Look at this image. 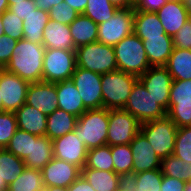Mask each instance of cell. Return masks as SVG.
I'll return each mask as SVG.
<instances>
[{"instance_id":"f907efd6","label":"cell","mask_w":191,"mask_h":191,"mask_svg":"<svg viewBox=\"0 0 191 191\" xmlns=\"http://www.w3.org/2000/svg\"><path fill=\"white\" fill-rule=\"evenodd\" d=\"M34 2L38 9L49 12L53 6L60 4L63 0H34Z\"/></svg>"},{"instance_id":"5b68a950","label":"cell","mask_w":191,"mask_h":191,"mask_svg":"<svg viewBox=\"0 0 191 191\" xmlns=\"http://www.w3.org/2000/svg\"><path fill=\"white\" fill-rule=\"evenodd\" d=\"M75 54L76 65L82 69L99 74L117 70L113 46L96 41L77 47Z\"/></svg>"},{"instance_id":"11a10c76","label":"cell","mask_w":191,"mask_h":191,"mask_svg":"<svg viewBox=\"0 0 191 191\" xmlns=\"http://www.w3.org/2000/svg\"><path fill=\"white\" fill-rule=\"evenodd\" d=\"M44 191H68V188L51 186V187H44Z\"/></svg>"},{"instance_id":"7dc6e473","label":"cell","mask_w":191,"mask_h":191,"mask_svg":"<svg viewBox=\"0 0 191 191\" xmlns=\"http://www.w3.org/2000/svg\"><path fill=\"white\" fill-rule=\"evenodd\" d=\"M137 178L135 172H127L119 175L118 191H134L137 187Z\"/></svg>"},{"instance_id":"9a60e30c","label":"cell","mask_w":191,"mask_h":191,"mask_svg":"<svg viewBox=\"0 0 191 191\" xmlns=\"http://www.w3.org/2000/svg\"><path fill=\"white\" fill-rule=\"evenodd\" d=\"M53 157L72 163L82 169L85 166L87 152L83 140L78 138L74 131L52 140Z\"/></svg>"},{"instance_id":"8fae6325","label":"cell","mask_w":191,"mask_h":191,"mask_svg":"<svg viewBox=\"0 0 191 191\" xmlns=\"http://www.w3.org/2000/svg\"><path fill=\"white\" fill-rule=\"evenodd\" d=\"M141 123L124 109H109L107 145L130 144L140 131Z\"/></svg>"},{"instance_id":"681fc988","label":"cell","mask_w":191,"mask_h":191,"mask_svg":"<svg viewBox=\"0 0 191 191\" xmlns=\"http://www.w3.org/2000/svg\"><path fill=\"white\" fill-rule=\"evenodd\" d=\"M68 191H95V189L80 175L68 187Z\"/></svg>"},{"instance_id":"e575fe53","label":"cell","mask_w":191,"mask_h":191,"mask_svg":"<svg viewBox=\"0 0 191 191\" xmlns=\"http://www.w3.org/2000/svg\"><path fill=\"white\" fill-rule=\"evenodd\" d=\"M117 9L118 7L111 4L109 0H88L83 14L96 24H101L112 18Z\"/></svg>"},{"instance_id":"9c48e42d","label":"cell","mask_w":191,"mask_h":191,"mask_svg":"<svg viewBox=\"0 0 191 191\" xmlns=\"http://www.w3.org/2000/svg\"><path fill=\"white\" fill-rule=\"evenodd\" d=\"M134 7L118 8L108 21L98 24L97 41L115 46L123 38L133 33Z\"/></svg>"},{"instance_id":"8d00e7d4","label":"cell","mask_w":191,"mask_h":191,"mask_svg":"<svg viewBox=\"0 0 191 191\" xmlns=\"http://www.w3.org/2000/svg\"><path fill=\"white\" fill-rule=\"evenodd\" d=\"M31 148L32 134L17 129L5 149L20 159L24 160L26 156L31 153Z\"/></svg>"},{"instance_id":"bcb514c9","label":"cell","mask_w":191,"mask_h":191,"mask_svg":"<svg viewBox=\"0 0 191 191\" xmlns=\"http://www.w3.org/2000/svg\"><path fill=\"white\" fill-rule=\"evenodd\" d=\"M168 0H136L135 11L157 12Z\"/></svg>"},{"instance_id":"5bb4252c","label":"cell","mask_w":191,"mask_h":191,"mask_svg":"<svg viewBox=\"0 0 191 191\" xmlns=\"http://www.w3.org/2000/svg\"><path fill=\"white\" fill-rule=\"evenodd\" d=\"M139 81L144 85L158 105L166 112L169 109V97L172 85V77L164 66L150 67L139 77Z\"/></svg>"},{"instance_id":"1f68e13d","label":"cell","mask_w":191,"mask_h":191,"mask_svg":"<svg viewBox=\"0 0 191 191\" xmlns=\"http://www.w3.org/2000/svg\"><path fill=\"white\" fill-rule=\"evenodd\" d=\"M7 191H44L41 170L26 167L18 178L8 185Z\"/></svg>"},{"instance_id":"ffe728a7","label":"cell","mask_w":191,"mask_h":191,"mask_svg":"<svg viewBox=\"0 0 191 191\" xmlns=\"http://www.w3.org/2000/svg\"><path fill=\"white\" fill-rule=\"evenodd\" d=\"M43 46L46 49L75 50L69 25L49 20L43 31Z\"/></svg>"},{"instance_id":"d4e9b609","label":"cell","mask_w":191,"mask_h":191,"mask_svg":"<svg viewBox=\"0 0 191 191\" xmlns=\"http://www.w3.org/2000/svg\"><path fill=\"white\" fill-rule=\"evenodd\" d=\"M53 158V142L47 136L32 134V148L23 160L26 167L42 170Z\"/></svg>"},{"instance_id":"8992f818","label":"cell","mask_w":191,"mask_h":191,"mask_svg":"<svg viewBox=\"0 0 191 191\" xmlns=\"http://www.w3.org/2000/svg\"><path fill=\"white\" fill-rule=\"evenodd\" d=\"M177 131L178 127L167 115L140 125V132L146 137L161 160L173 155Z\"/></svg>"},{"instance_id":"ba28073f","label":"cell","mask_w":191,"mask_h":191,"mask_svg":"<svg viewBox=\"0 0 191 191\" xmlns=\"http://www.w3.org/2000/svg\"><path fill=\"white\" fill-rule=\"evenodd\" d=\"M123 109L133 115L141 124L166 116V111L156 103L155 98L148 93L139 80L133 86Z\"/></svg>"},{"instance_id":"7402d4cb","label":"cell","mask_w":191,"mask_h":191,"mask_svg":"<svg viewBox=\"0 0 191 191\" xmlns=\"http://www.w3.org/2000/svg\"><path fill=\"white\" fill-rule=\"evenodd\" d=\"M15 114L18 129L37 136H46L47 116L44 113L25 103Z\"/></svg>"},{"instance_id":"603a6c76","label":"cell","mask_w":191,"mask_h":191,"mask_svg":"<svg viewBox=\"0 0 191 191\" xmlns=\"http://www.w3.org/2000/svg\"><path fill=\"white\" fill-rule=\"evenodd\" d=\"M142 41L150 66H165L174 49L172 37H148Z\"/></svg>"},{"instance_id":"30bf717a","label":"cell","mask_w":191,"mask_h":191,"mask_svg":"<svg viewBox=\"0 0 191 191\" xmlns=\"http://www.w3.org/2000/svg\"><path fill=\"white\" fill-rule=\"evenodd\" d=\"M166 115L178 127L191 126V80H173Z\"/></svg>"},{"instance_id":"db71d44e","label":"cell","mask_w":191,"mask_h":191,"mask_svg":"<svg viewBox=\"0 0 191 191\" xmlns=\"http://www.w3.org/2000/svg\"><path fill=\"white\" fill-rule=\"evenodd\" d=\"M8 9H9V1L0 0V15L3 14Z\"/></svg>"},{"instance_id":"7c38bea8","label":"cell","mask_w":191,"mask_h":191,"mask_svg":"<svg viewBox=\"0 0 191 191\" xmlns=\"http://www.w3.org/2000/svg\"><path fill=\"white\" fill-rule=\"evenodd\" d=\"M71 81L76 86L84 103V107L87 110L103 107L101 86L102 74L76 66Z\"/></svg>"},{"instance_id":"e0dca14e","label":"cell","mask_w":191,"mask_h":191,"mask_svg":"<svg viewBox=\"0 0 191 191\" xmlns=\"http://www.w3.org/2000/svg\"><path fill=\"white\" fill-rule=\"evenodd\" d=\"M26 104L46 116L52 114L58 108L56 83L45 81L30 83L27 89Z\"/></svg>"},{"instance_id":"91938a15","label":"cell","mask_w":191,"mask_h":191,"mask_svg":"<svg viewBox=\"0 0 191 191\" xmlns=\"http://www.w3.org/2000/svg\"><path fill=\"white\" fill-rule=\"evenodd\" d=\"M184 3L187 8H191V0H184Z\"/></svg>"},{"instance_id":"83f0119b","label":"cell","mask_w":191,"mask_h":191,"mask_svg":"<svg viewBox=\"0 0 191 191\" xmlns=\"http://www.w3.org/2000/svg\"><path fill=\"white\" fill-rule=\"evenodd\" d=\"M164 67L172 80H191V50L174 48Z\"/></svg>"},{"instance_id":"3957f363","label":"cell","mask_w":191,"mask_h":191,"mask_svg":"<svg viewBox=\"0 0 191 191\" xmlns=\"http://www.w3.org/2000/svg\"><path fill=\"white\" fill-rule=\"evenodd\" d=\"M113 48L117 70L140 77L151 67L143 41L134 32L123 38Z\"/></svg>"},{"instance_id":"680465c9","label":"cell","mask_w":191,"mask_h":191,"mask_svg":"<svg viewBox=\"0 0 191 191\" xmlns=\"http://www.w3.org/2000/svg\"><path fill=\"white\" fill-rule=\"evenodd\" d=\"M184 191H191V181L186 182L185 190Z\"/></svg>"},{"instance_id":"f6af8a7d","label":"cell","mask_w":191,"mask_h":191,"mask_svg":"<svg viewBox=\"0 0 191 191\" xmlns=\"http://www.w3.org/2000/svg\"><path fill=\"white\" fill-rule=\"evenodd\" d=\"M34 0L14 1L13 5H9V11L18 16L19 19H25L30 13L36 10Z\"/></svg>"},{"instance_id":"4dcf8cb0","label":"cell","mask_w":191,"mask_h":191,"mask_svg":"<svg viewBox=\"0 0 191 191\" xmlns=\"http://www.w3.org/2000/svg\"><path fill=\"white\" fill-rule=\"evenodd\" d=\"M25 168L26 165L22 159L6 149H0V179L7 185L14 182Z\"/></svg>"},{"instance_id":"816d5d0a","label":"cell","mask_w":191,"mask_h":191,"mask_svg":"<svg viewBox=\"0 0 191 191\" xmlns=\"http://www.w3.org/2000/svg\"><path fill=\"white\" fill-rule=\"evenodd\" d=\"M71 8L75 9L79 14H82L86 8L88 0H63Z\"/></svg>"},{"instance_id":"4fadbf2b","label":"cell","mask_w":191,"mask_h":191,"mask_svg":"<svg viewBox=\"0 0 191 191\" xmlns=\"http://www.w3.org/2000/svg\"><path fill=\"white\" fill-rule=\"evenodd\" d=\"M29 82L5 69L0 74V95L4 112H16L26 103Z\"/></svg>"},{"instance_id":"f546056e","label":"cell","mask_w":191,"mask_h":191,"mask_svg":"<svg viewBox=\"0 0 191 191\" xmlns=\"http://www.w3.org/2000/svg\"><path fill=\"white\" fill-rule=\"evenodd\" d=\"M49 21V13L38 8L23 19L24 39L43 44V31Z\"/></svg>"},{"instance_id":"6da1fadb","label":"cell","mask_w":191,"mask_h":191,"mask_svg":"<svg viewBox=\"0 0 191 191\" xmlns=\"http://www.w3.org/2000/svg\"><path fill=\"white\" fill-rule=\"evenodd\" d=\"M46 48L29 40L17 41L5 70L18 75L29 83L43 81V60Z\"/></svg>"},{"instance_id":"6125c7cd","label":"cell","mask_w":191,"mask_h":191,"mask_svg":"<svg viewBox=\"0 0 191 191\" xmlns=\"http://www.w3.org/2000/svg\"><path fill=\"white\" fill-rule=\"evenodd\" d=\"M188 16H189V20L191 21V8H188Z\"/></svg>"},{"instance_id":"7a4b0ae2","label":"cell","mask_w":191,"mask_h":191,"mask_svg":"<svg viewBox=\"0 0 191 191\" xmlns=\"http://www.w3.org/2000/svg\"><path fill=\"white\" fill-rule=\"evenodd\" d=\"M109 109H88L78 117L74 133L83 140L86 148L107 145Z\"/></svg>"},{"instance_id":"c3c4849f","label":"cell","mask_w":191,"mask_h":191,"mask_svg":"<svg viewBox=\"0 0 191 191\" xmlns=\"http://www.w3.org/2000/svg\"><path fill=\"white\" fill-rule=\"evenodd\" d=\"M186 182L163 175L160 191H184Z\"/></svg>"},{"instance_id":"ac0fdd59","label":"cell","mask_w":191,"mask_h":191,"mask_svg":"<svg viewBox=\"0 0 191 191\" xmlns=\"http://www.w3.org/2000/svg\"><path fill=\"white\" fill-rule=\"evenodd\" d=\"M130 147L133 157L132 171L136 174L161 167V159L140 131L130 142Z\"/></svg>"},{"instance_id":"b9f144b4","label":"cell","mask_w":191,"mask_h":191,"mask_svg":"<svg viewBox=\"0 0 191 191\" xmlns=\"http://www.w3.org/2000/svg\"><path fill=\"white\" fill-rule=\"evenodd\" d=\"M49 13V20H56L59 23L70 25L79 15V13L71 8L64 1L53 6Z\"/></svg>"},{"instance_id":"836d02e7","label":"cell","mask_w":191,"mask_h":191,"mask_svg":"<svg viewBox=\"0 0 191 191\" xmlns=\"http://www.w3.org/2000/svg\"><path fill=\"white\" fill-rule=\"evenodd\" d=\"M84 167L97 170L114 171L110 145L89 149Z\"/></svg>"},{"instance_id":"6f0895ef","label":"cell","mask_w":191,"mask_h":191,"mask_svg":"<svg viewBox=\"0 0 191 191\" xmlns=\"http://www.w3.org/2000/svg\"><path fill=\"white\" fill-rule=\"evenodd\" d=\"M3 24H2V19H1V15H0V37L4 34V30H3Z\"/></svg>"},{"instance_id":"277c9868","label":"cell","mask_w":191,"mask_h":191,"mask_svg":"<svg viewBox=\"0 0 191 191\" xmlns=\"http://www.w3.org/2000/svg\"><path fill=\"white\" fill-rule=\"evenodd\" d=\"M139 77L120 70L102 74V100L106 109H123Z\"/></svg>"},{"instance_id":"74e56055","label":"cell","mask_w":191,"mask_h":191,"mask_svg":"<svg viewBox=\"0 0 191 191\" xmlns=\"http://www.w3.org/2000/svg\"><path fill=\"white\" fill-rule=\"evenodd\" d=\"M173 155L184 162L191 161V126L178 128Z\"/></svg>"},{"instance_id":"484cf974","label":"cell","mask_w":191,"mask_h":191,"mask_svg":"<svg viewBox=\"0 0 191 191\" xmlns=\"http://www.w3.org/2000/svg\"><path fill=\"white\" fill-rule=\"evenodd\" d=\"M77 121V116L57 108L52 114L47 116L46 136L51 140L62 137L74 130Z\"/></svg>"},{"instance_id":"d6986e66","label":"cell","mask_w":191,"mask_h":191,"mask_svg":"<svg viewBox=\"0 0 191 191\" xmlns=\"http://www.w3.org/2000/svg\"><path fill=\"white\" fill-rule=\"evenodd\" d=\"M156 14L165 33L171 37L189 20L188 8L184 0H168Z\"/></svg>"},{"instance_id":"ab89813d","label":"cell","mask_w":191,"mask_h":191,"mask_svg":"<svg viewBox=\"0 0 191 191\" xmlns=\"http://www.w3.org/2000/svg\"><path fill=\"white\" fill-rule=\"evenodd\" d=\"M15 112L0 113V149H5L17 130Z\"/></svg>"},{"instance_id":"52a82bcc","label":"cell","mask_w":191,"mask_h":191,"mask_svg":"<svg viewBox=\"0 0 191 191\" xmlns=\"http://www.w3.org/2000/svg\"><path fill=\"white\" fill-rule=\"evenodd\" d=\"M76 66L75 50L46 49L43 60V81L56 83L69 80Z\"/></svg>"},{"instance_id":"e7e4bbea","label":"cell","mask_w":191,"mask_h":191,"mask_svg":"<svg viewBox=\"0 0 191 191\" xmlns=\"http://www.w3.org/2000/svg\"><path fill=\"white\" fill-rule=\"evenodd\" d=\"M4 70V68L0 65V74Z\"/></svg>"},{"instance_id":"d590c367","label":"cell","mask_w":191,"mask_h":191,"mask_svg":"<svg viewBox=\"0 0 191 191\" xmlns=\"http://www.w3.org/2000/svg\"><path fill=\"white\" fill-rule=\"evenodd\" d=\"M110 147L114 172L118 175L132 172L133 157L130 144L114 145Z\"/></svg>"},{"instance_id":"4316f807","label":"cell","mask_w":191,"mask_h":191,"mask_svg":"<svg viewBox=\"0 0 191 191\" xmlns=\"http://www.w3.org/2000/svg\"><path fill=\"white\" fill-rule=\"evenodd\" d=\"M69 28L76 48L97 41L98 24L83 13L78 15V17L69 25Z\"/></svg>"},{"instance_id":"2e32d148","label":"cell","mask_w":191,"mask_h":191,"mask_svg":"<svg viewBox=\"0 0 191 191\" xmlns=\"http://www.w3.org/2000/svg\"><path fill=\"white\" fill-rule=\"evenodd\" d=\"M41 173L44 187L68 188L81 175V169L72 163L53 157Z\"/></svg>"},{"instance_id":"9f6ffc18","label":"cell","mask_w":191,"mask_h":191,"mask_svg":"<svg viewBox=\"0 0 191 191\" xmlns=\"http://www.w3.org/2000/svg\"><path fill=\"white\" fill-rule=\"evenodd\" d=\"M8 185L4 180L0 179V191H7Z\"/></svg>"},{"instance_id":"f5cc1de1","label":"cell","mask_w":191,"mask_h":191,"mask_svg":"<svg viewBox=\"0 0 191 191\" xmlns=\"http://www.w3.org/2000/svg\"><path fill=\"white\" fill-rule=\"evenodd\" d=\"M109 2L118 8L133 7L132 0H109Z\"/></svg>"},{"instance_id":"cb8c5ba5","label":"cell","mask_w":191,"mask_h":191,"mask_svg":"<svg viewBox=\"0 0 191 191\" xmlns=\"http://www.w3.org/2000/svg\"><path fill=\"white\" fill-rule=\"evenodd\" d=\"M133 32L141 40L148 37H171L165 33L156 12L135 11Z\"/></svg>"},{"instance_id":"f1b7e54d","label":"cell","mask_w":191,"mask_h":191,"mask_svg":"<svg viewBox=\"0 0 191 191\" xmlns=\"http://www.w3.org/2000/svg\"><path fill=\"white\" fill-rule=\"evenodd\" d=\"M81 176L95 191H118L119 175L114 171L83 167L81 169Z\"/></svg>"},{"instance_id":"be15d7a7","label":"cell","mask_w":191,"mask_h":191,"mask_svg":"<svg viewBox=\"0 0 191 191\" xmlns=\"http://www.w3.org/2000/svg\"><path fill=\"white\" fill-rule=\"evenodd\" d=\"M9 1V5H13L14 1H20V0H8Z\"/></svg>"},{"instance_id":"60d3db41","label":"cell","mask_w":191,"mask_h":191,"mask_svg":"<svg viewBox=\"0 0 191 191\" xmlns=\"http://www.w3.org/2000/svg\"><path fill=\"white\" fill-rule=\"evenodd\" d=\"M4 34L12 39L19 41L24 38L23 35V20L19 19L17 15L6 10L1 14Z\"/></svg>"},{"instance_id":"94428289","label":"cell","mask_w":191,"mask_h":191,"mask_svg":"<svg viewBox=\"0 0 191 191\" xmlns=\"http://www.w3.org/2000/svg\"><path fill=\"white\" fill-rule=\"evenodd\" d=\"M4 112V108H3V103H2V98L0 95V113Z\"/></svg>"},{"instance_id":"ee69618b","label":"cell","mask_w":191,"mask_h":191,"mask_svg":"<svg viewBox=\"0 0 191 191\" xmlns=\"http://www.w3.org/2000/svg\"><path fill=\"white\" fill-rule=\"evenodd\" d=\"M17 41L8 35L3 34L0 37V65L5 68L11 59L12 52L16 47Z\"/></svg>"},{"instance_id":"f35d334b","label":"cell","mask_w":191,"mask_h":191,"mask_svg":"<svg viewBox=\"0 0 191 191\" xmlns=\"http://www.w3.org/2000/svg\"><path fill=\"white\" fill-rule=\"evenodd\" d=\"M161 168L136 174L137 187L134 191H160L162 182Z\"/></svg>"},{"instance_id":"d6a6232c","label":"cell","mask_w":191,"mask_h":191,"mask_svg":"<svg viewBox=\"0 0 191 191\" xmlns=\"http://www.w3.org/2000/svg\"><path fill=\"white\" fill-rule=\"evenodd\" d=\"M161 171L165 176H170L184 182L191 181V161L184 162L174 155L161 160Z\"/></svg>"},{"instance_id":"44dd1931","label":"cell","mask_w":191,"mask_h":191,"mask_svg":"<svg viewBox=\"0 0 191 191\" xmlns=\"http://www.w3.org/2000/svg\"><path fill=\"white\" fill-rule=\"evenodd\" d=\"M58 108L80 117L87 109L71 79L56 82Z\"/></svg>"},{"instance_id":"7bdbcfd3","label":"cell","mask_w":191,"mask_h":191,"mask_svg":"<svg viewBox=\"0 0 191 191\" xmlns=\"http://www.w3.org/2000/svg\"><path fill=\"white\" fill-rule=\"evenodd\" d=\"M174 48L191 50V21L188 20L172 37Z\"/></svg>"}]
</instances>
